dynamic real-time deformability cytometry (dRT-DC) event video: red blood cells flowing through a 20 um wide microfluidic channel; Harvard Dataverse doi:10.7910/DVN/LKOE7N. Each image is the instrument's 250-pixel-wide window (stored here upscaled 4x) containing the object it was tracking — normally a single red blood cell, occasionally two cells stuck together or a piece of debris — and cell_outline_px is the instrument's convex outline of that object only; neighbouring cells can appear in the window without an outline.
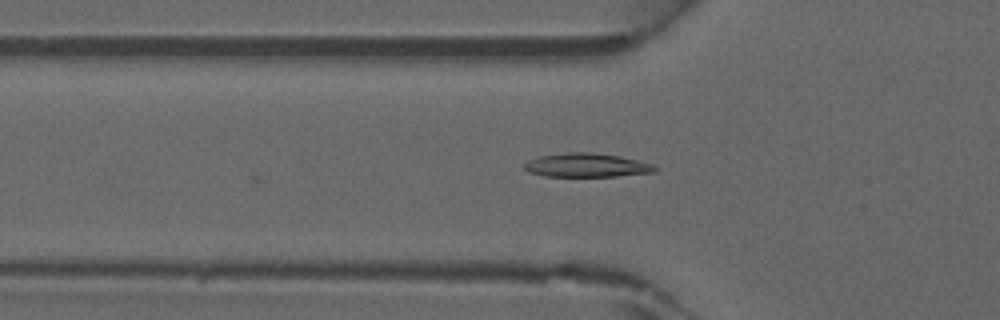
{"species": "common noctule bat (a hibernating species)", "species_latin": "Nyctalus noctula", "temperature_condition": "warm", "stored_images_in_passage": 32, "camera_frame_rate_fps": 3000, "um_per_image_px": 0.085, "animal": {"sex": "male", "forearm_length_mm": 52.5}, "frame": {"image": 1, "passage_image": 2, "time_ms": 0.333, "image_size_px": [1000, 320], "cell_outline_px": [[656, 172], [616, 176], [544, 176], [528, 172], [524, 168], [524, 164], [528, 160], [540, 156], [568, 152], [588, 152], [616, 156], [636, 160], [652, 164], [656, 168]], "centroid_in_image_um": [49.82, 14.05], "position_along_channel_um": 76.0, "area_um2": 17.86}}
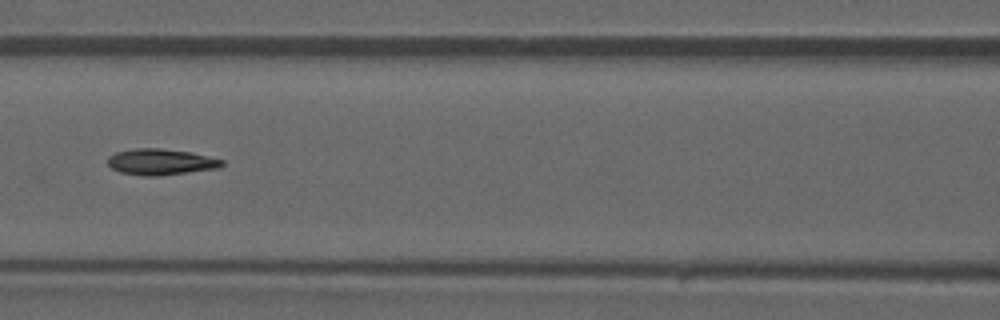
{"frame": {"image": 2, "passage_image": 7, "time_ms": 2.0, "image_size_px": [1000, 320], "cell_outline_px": [[224, 164], [220, 168], [160, 176], [144, 176], [120, 172], [112, 168], [108, 164], [108, 156], [116, 152], [136, 148], [160, 148], [192, 152], [224, 160]], "centroid_in_image_um": [13.69, 13.76], "position_along_channel_um": 152.9, "area_um2": 17.51}}
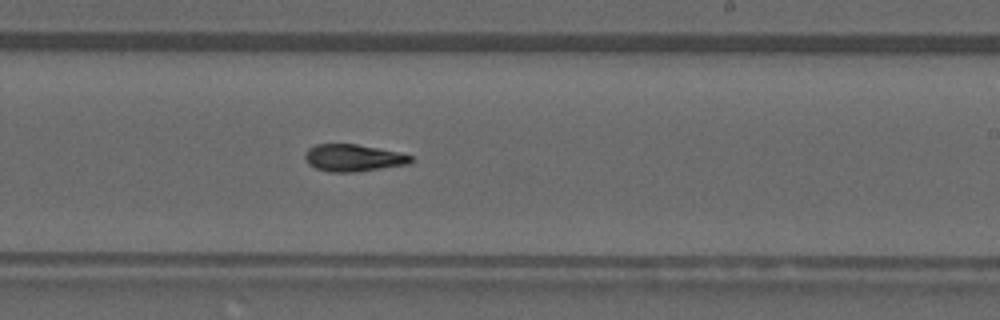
{"frame": {"image": 3, "passage_image": 14, "time_ms": 4.333, "image_size_px": [1000, 320], "cell_outline_px": [[412, 160], [408, 164], [352, 172], [328, 172], [316, 168], [308, 164], [304, 156], [308, 148], [316, 144], [356, 144], [400, 152], [412, 156]], "centroid_in_image_um": [30.0, 13.41], "position_along_channel_um": 259.0, "area_um2": 16.59}}